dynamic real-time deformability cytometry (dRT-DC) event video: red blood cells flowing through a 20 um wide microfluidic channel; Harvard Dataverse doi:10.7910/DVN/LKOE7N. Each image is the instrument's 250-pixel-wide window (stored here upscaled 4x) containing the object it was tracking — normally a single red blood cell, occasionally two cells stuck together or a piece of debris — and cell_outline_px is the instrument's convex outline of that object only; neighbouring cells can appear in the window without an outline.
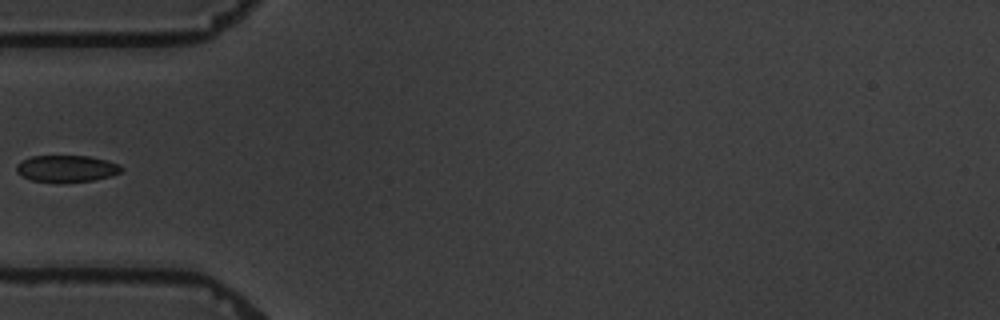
{"species": "common noctule bat (a hibernating species)", "species_latin": "Nyctalus noctula", "temperature_condition": "warm", "stored_images_in_passage": 6, "camera_frame_rate_fps": 3000, "um_per_image_px": 0.085, "animal": {"sex": "male", "body_mass_g": 19.5, "forearm_length_mm": 54.6}, "frame": {"image": 1, "passage_image": 6, "time_ms": 6.667, "image_size_px": [1000, 320], "cell_outline_px": [[124, 168], [120, 172], [112, 176], [92, 180], [32, 180], [16, 172], [16, 164], [20, 160], [32, 156], [88, 156], [108, 160], [120, 164]], "centroid_in_image_um": [5.69, 14.28], "position_along_channel_um": 79.3, "area_um2": 15.9}}